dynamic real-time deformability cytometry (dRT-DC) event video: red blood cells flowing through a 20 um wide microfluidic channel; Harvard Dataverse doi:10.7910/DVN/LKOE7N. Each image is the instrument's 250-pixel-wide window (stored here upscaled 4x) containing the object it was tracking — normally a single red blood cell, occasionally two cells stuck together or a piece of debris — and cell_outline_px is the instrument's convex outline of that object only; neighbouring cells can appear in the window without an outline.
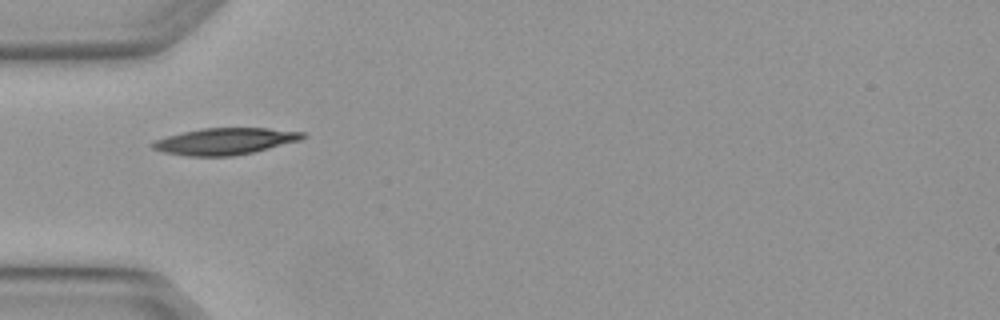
{"species": "Egyptian fruit bat (a non-hibernating species)", "species_latin": "Rousettus aegyptiacus", "temperature_condition": "warm", "stored_images_in_passage": 2, "camera_frame_rate_fps": 3000, "um_per_image_px": 0.085, "animal": {"sex": "female"}, "frame": {"image": 1, "passage_image": 1, "time_ms": 0.0, "image_size_px": [1000, 320], "cell_outline_px": [[308, 136], [300, 140], [252, 152], [232, 156], [188, 156], [164, 152], [152, 148], [148, 144], [152, 140], [200, 128], [268, 128], [304, 132]], "centroid_in_image_um": [19.09, 12.0], "position_along_channel_um": 65.9, "area_um2": 23.24}}
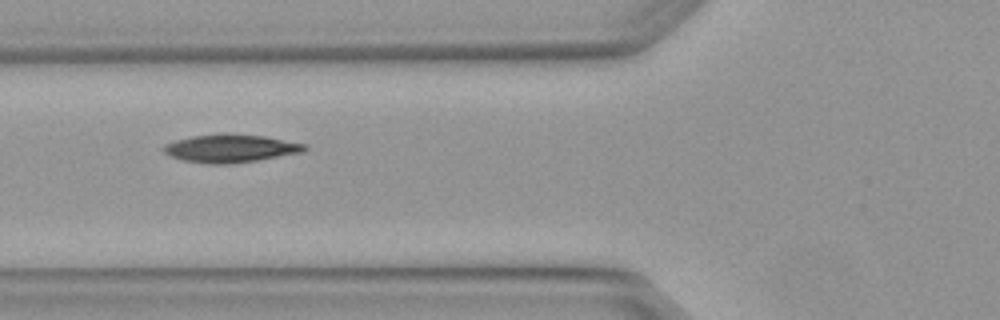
{"frame": {"image": 2, "passage_image": 2, "time_ms": 0.333, "image_size_px": [1000, 320], "cell_outline_px": [[308, 148], [304, 152], [256, 160], [228, 164], [208, 164], [184, 160], [172, 156], [164, 152], [160, 148], [164, 144], [176, 140], [192, 136], [228, 132], [264, 136], [308, 144]], "centroid_in_image_um": [19.61, 12.59], "position_along_channel_um": 106.2, "area_um2": 23.24}}